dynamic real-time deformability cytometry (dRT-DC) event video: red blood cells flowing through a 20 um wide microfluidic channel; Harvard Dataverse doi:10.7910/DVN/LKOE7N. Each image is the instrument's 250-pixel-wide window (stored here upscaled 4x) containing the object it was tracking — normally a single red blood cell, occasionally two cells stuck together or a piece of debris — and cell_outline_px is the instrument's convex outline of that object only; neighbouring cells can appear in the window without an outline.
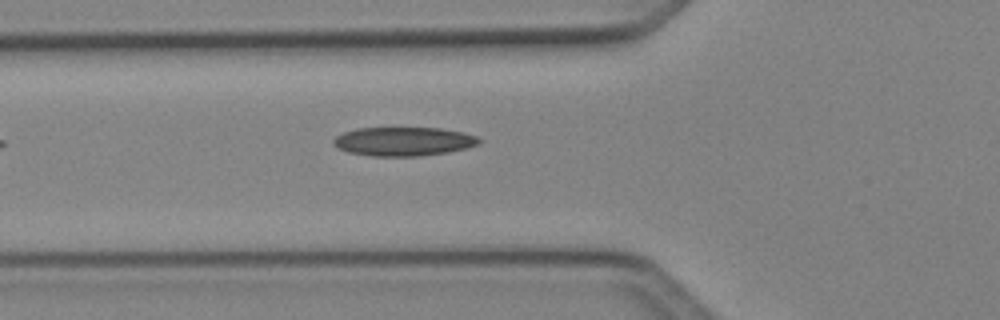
{"species": "Egyptian fruit bat (a non-hibernating species)", "species_latin": "Rousettus aegyptiacus", "temperature_condition": "cold", "stored_images_in_passage": 2, "camera_frame_rate_fps": 3000, "um_per_image_px": 0.085, "animal": {"sex": "female"}, "frame": {"image": 1, "passage_image": 2, "time_ms": 0.333, "image_size_px": [1000, 320], "cell_outline_px": [[480, 144], [448, 152], [420, 156], [372, 156], [348, 152], [332, 144], [332, 140], [336, 136], [344, 132], [356, 128], [440, 128], [464, 132], [476, 136], [480, 140]], "centroid_in_image_um": [34.29, 12.02], "position_along_channel_um": 91.5, "area_um2": 24.45}}